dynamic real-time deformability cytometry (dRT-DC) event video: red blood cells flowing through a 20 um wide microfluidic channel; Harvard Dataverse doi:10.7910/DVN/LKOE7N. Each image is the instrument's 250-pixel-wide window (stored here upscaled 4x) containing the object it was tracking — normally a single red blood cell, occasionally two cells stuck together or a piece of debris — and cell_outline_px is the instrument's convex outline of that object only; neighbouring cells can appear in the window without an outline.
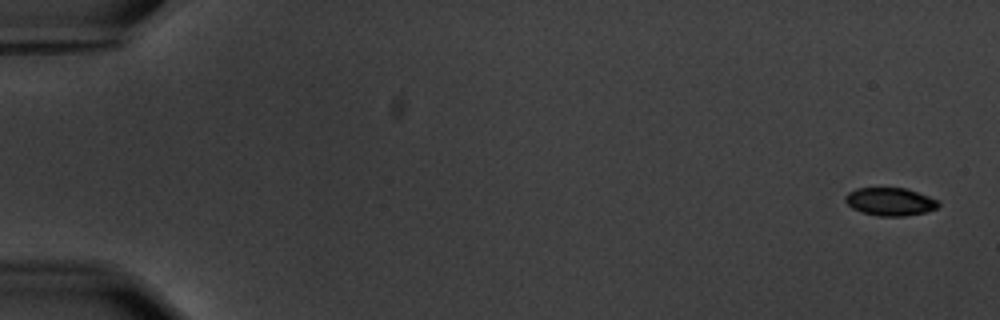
{"species": "common noctule bat (a hibernating species)", "species_latin": "Nyctalus noctula", "temperature_condition": "warm", "stored_images_in_passage": 5, "camera_frame_rate_fps": 3000, "um_per_image_px": 0.085, "animal": {"sex": "male", "body_mass_g": 20.1, "forearm_length_mm": 53.5}, "frame": {"image": 1, "passage_image": 1, "time_ms": 0.0, "image_size_px": [1000, 320], "cell_outline_px": [[940, 204], [936, 208], [924, 212], [904, 216], [880, 216], [860, 212], [852, 208], [844, 200], [844, 196], [848, 192], [856, 188], [904, 188], [940, 200]], "centroid_in_image_um": [75.63, 17.14], "position_along_channel_um": 9.4, "area_um2": 15.14}}
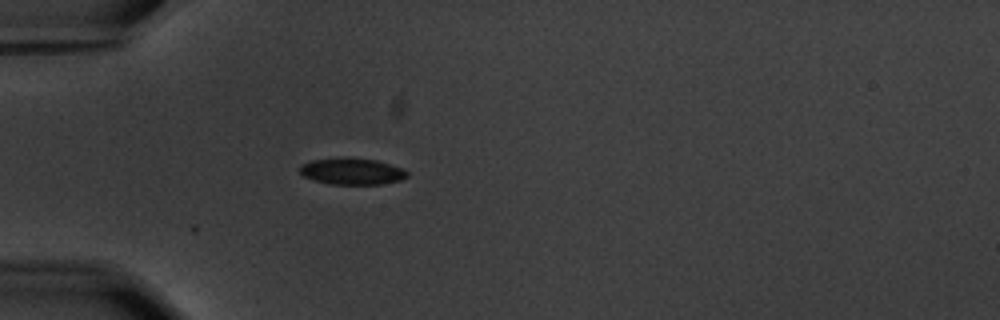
{"frame": {"image": 2, "passage_image": 5, "time_ms": 5.333, "image_size_px": [1000, 320], "cell_outline_px": [[408, 176], [400, 180], [380, 184], [332, 184], [316, 180], [304, 176], [300, 172], [300, 164], [312, 160], [344, 156], [348, 156], [376, 160], [404, 168], [408, 172]], "centroid_in_image_um": [29.93, 14.53], "position_along_channel_um": 55.1, "area_um2": 16.76}}